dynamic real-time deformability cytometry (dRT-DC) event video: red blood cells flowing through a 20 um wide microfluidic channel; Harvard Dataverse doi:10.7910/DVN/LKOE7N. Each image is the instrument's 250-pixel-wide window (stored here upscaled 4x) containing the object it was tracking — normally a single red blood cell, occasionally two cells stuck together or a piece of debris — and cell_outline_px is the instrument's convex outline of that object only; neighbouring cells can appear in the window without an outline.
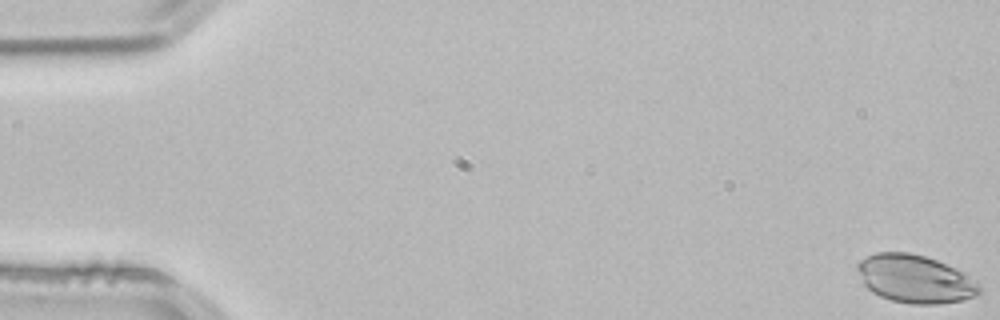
{"species": "common noctule bat (a hibernating species)", "species_latin": "Nyctalus noctula", "temperature_condition": "room temperature", "stored_images_in_passage": 42, "camera_frame_rate_fps": 3000, "um_per_image_px": 0.085, "animal": {"sex": "male", "body_mass_g": 21.5, "forearm_length_mm": 52.0}, "frame": {"image": 1, "passage_image": 1, "time_ms": 0.0, "image_size_px": [1000, 320], "cell_outline_px": [[980, 292], [976, 296], [960, 300], [940, 304], [912, 304], [892, 300], [880, 296], [872, 292], [864, 284], [856, 268], [856, 264], [860, 260], [876, 252], [912, 252], [936, 260], [964, 272], [980, 288]], "centroid_in_image_um": [77.74, 23.7], "position_along_channel_um": 7.3, "area_um2": 33.87}}